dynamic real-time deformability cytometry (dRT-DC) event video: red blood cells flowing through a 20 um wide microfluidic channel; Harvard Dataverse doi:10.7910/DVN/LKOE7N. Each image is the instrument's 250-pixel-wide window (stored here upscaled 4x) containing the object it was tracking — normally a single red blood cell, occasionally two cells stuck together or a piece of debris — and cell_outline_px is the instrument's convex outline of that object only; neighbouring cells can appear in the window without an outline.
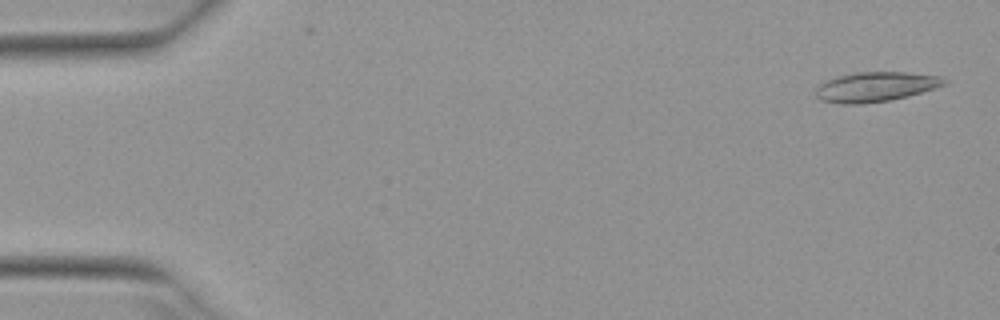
{"species": "Egyptian fruit bat (a non-hibernating species)", "species_latin": "Rousettus aegyptiacus", "temperature_condition": "warm", "stored_images_in_passage": 22, "camera_frame_rate_fps": 3000, "um_per_image_px": 0.085, "animal": {"sex": "female"}, "frame": {"image": 1, "passage_image": 2, "time_ms": 0.333, "image_size_px": [1000, 320], "cell_outline_px": [[948, 84], [908, 96], [888, 100], [860, 104], [840, 104], [820, 100], [816, 96], [816, 88], [820, 84], [836, 76], [856, 72], [904, 72], [940, 76], [948, 80]], "centroid_in_image_um": [74.43, 7.37], "position_along_channel_um": 10.6, "area_um2": 22.25}}
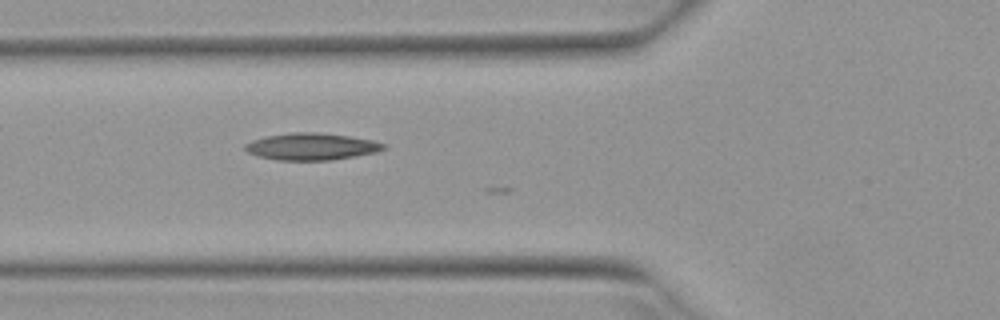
{"frame": {"image": 2, "passage_image": 19, "time_ms": 6.0, "image_size_px": [1000, 320], "cell_outline_px": [[388, 148], [376, 152], [356, 156], [332, 160], [276, 160], [256, 156], [248, 152], [244, 148], [244, 144], [252, 140], [264, 136], [292, 132], [316, 132], [348, 136], [372, 140], [388, 144]], "centroid_in_image_um": [26.48, 12.46], "position_along_channel_um": 99.3, "area_um2": 21.96}}